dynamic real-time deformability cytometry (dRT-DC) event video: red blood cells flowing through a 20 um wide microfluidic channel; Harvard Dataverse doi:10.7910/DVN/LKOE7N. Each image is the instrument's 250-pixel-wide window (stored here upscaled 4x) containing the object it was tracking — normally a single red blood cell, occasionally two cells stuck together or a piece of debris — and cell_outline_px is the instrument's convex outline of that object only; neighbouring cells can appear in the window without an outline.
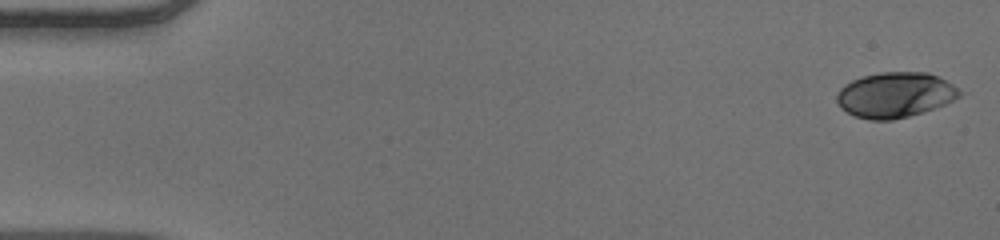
{"species": "human", "species_latin": "Homo sapiens", "temperature_condition": "warm", "stored_images_in_passage": 52, "camera_frame_rate_fps": 3000, "um_per_image_px": 0.085, "donor": {"sex": "male"}, "frame": {"image": 1, "passage_image": 1, "time_ms": 0.0, "image_size_px": [1000, 240], "cell_outline_px": [[960, 96], [944, 104], [908, 116], [892, 120], [868, 120], [856, 116], [840, 108], [836, 100], [836, 96], [840, 88], [844, 84], [852, 80], [864, 76], [880, 72], [928, 72], [952, 84], [960, 92]], "centroid_in_image_um": [76.02, 8.06], "position_along_channel_um": 9.0, "area_um2": 32.02}}
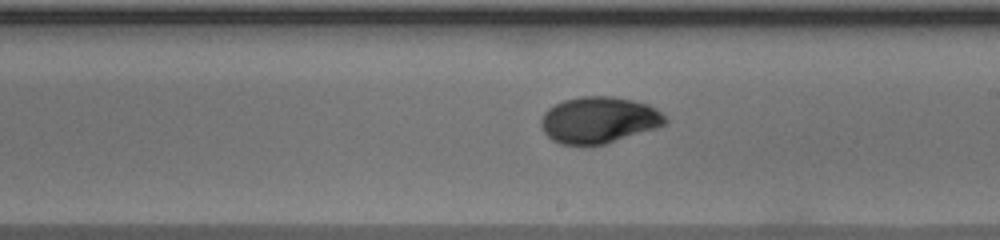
{"frame": {"image": 2, "passage_image": 30, "time_ms": 9.667, "image_size_px": [1000, 240], "cell_outline_px": [[668, 124], [656, 128], [604, 144], [560, 144], [552, 140], [544, 132], [540, 124], [540, 120], [544, 112], [548, 108], [564, 100], [580, 96], [612, 96], [632, 100], [648, 104], [656, 108], [668, 120]], "centroid_in_image_um": [50.9, 10.19], "position_along_channel_um": 238.1, "area_um2": 33.52}}
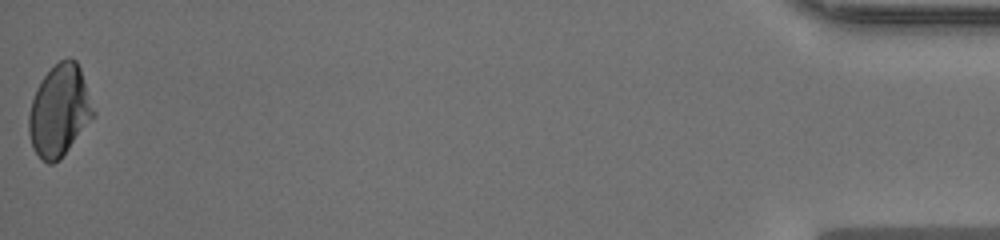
{"frame": {"image": 3, "passage_image": 52, "time_ms": 17.0, "image_size_px": [1000, 240], "cell_outline_px": [[96, 116], [60, 160], [52, 164], [48, 164], [32, 148], [28, 132], [28, 116], [32, 100], [36, 88], [44, 76], [60, 60], [68, 56], [76, 60], [80, 68], [96, 112]], "centroid_in_image_um": [5.07, 9.42], "position_along_channel_um": 430.1, "area_um2": 34.68}, "authors_computed_cell_mechanics": {"area_um2": 33.2061, "velocity_mm_per_s": 3.9343, "shape_relaxation_time_tau1_ms": 5.5785, "shape_relaxation_time_tau2_ms": 0.9476, "deformation_change_tau1": 0.1732, "deformation_change_tau2": 0.0288}}